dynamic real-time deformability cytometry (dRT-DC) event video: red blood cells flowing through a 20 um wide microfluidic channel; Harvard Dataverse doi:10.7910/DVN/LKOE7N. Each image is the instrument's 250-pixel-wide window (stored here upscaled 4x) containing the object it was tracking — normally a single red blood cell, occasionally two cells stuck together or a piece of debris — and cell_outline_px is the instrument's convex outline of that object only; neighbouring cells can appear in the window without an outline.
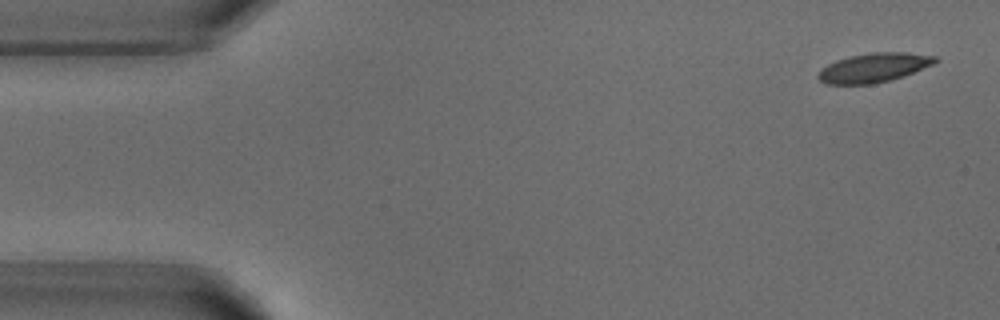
{"species": "common noctule bat (a hibernating species)", "species_latin": "Nyctalus noctula", "temperature_condition": "warm", "stored_images_in_passage": 4, "camera_frame_rate_fps": 3000, "um_per_image_px": 0.085, "animal": {"sex": "male", "body_mass_g": 18.8}, "frame": {"image": 1, "passage_image": 1, "time_ms": 0.0, "image_size_px": [1000, 320], "cell_outline_px": [[940, 60], [932, 64], [904, 76], [872, 84], [824, 84], [816, 76], [820, 68], [836, 60], [848, 56], [872, 52], [904, 52], [936, 56]], "centroid_in_image_um": [74.23, 5.74], "position_along_channel_um": 10.8, "area_um2": 19.94}}